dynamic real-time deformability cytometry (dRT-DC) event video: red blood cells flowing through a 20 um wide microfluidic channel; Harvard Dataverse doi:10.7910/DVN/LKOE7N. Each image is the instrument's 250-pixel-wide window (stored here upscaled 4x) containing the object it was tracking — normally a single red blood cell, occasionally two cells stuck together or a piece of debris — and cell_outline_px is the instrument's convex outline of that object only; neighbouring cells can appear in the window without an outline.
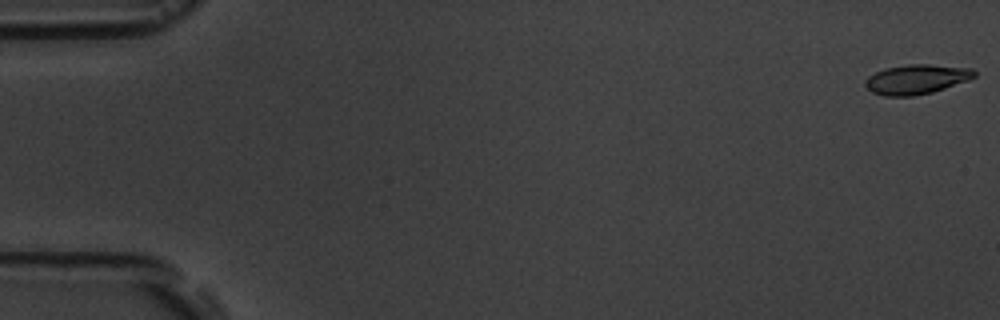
{"species": "common noctule bat (a hibernating species)", "species_latin": "Nyctalus noctula", "temperature_condition": "room temperature", "stored_images_in_passage": 6, "camera_frame_rate_fps": 3000, "um_per_image_px": 0.085, "animal": {"sex": "male", "body_mass_g": 19.5, "forearm_length_mm": 54.6}, "frame": {"image": 1, "passage_image": 1, "time_ms": 0.0, "image_size_px": [1000, 320], "cell_outline_px": [[976, 76], [968, 80], [932, 92], [912, 96], [884, 96], [872, 92], [864, 84], [864, 80], [868, 76], [884, 68], [908, 64], [928, 64], [972, 68], [976, 72]], "centroid_in_image_um": [77.88, 6.73], "position_along_channel_um": 7.1, "area_um2": 18.84}}